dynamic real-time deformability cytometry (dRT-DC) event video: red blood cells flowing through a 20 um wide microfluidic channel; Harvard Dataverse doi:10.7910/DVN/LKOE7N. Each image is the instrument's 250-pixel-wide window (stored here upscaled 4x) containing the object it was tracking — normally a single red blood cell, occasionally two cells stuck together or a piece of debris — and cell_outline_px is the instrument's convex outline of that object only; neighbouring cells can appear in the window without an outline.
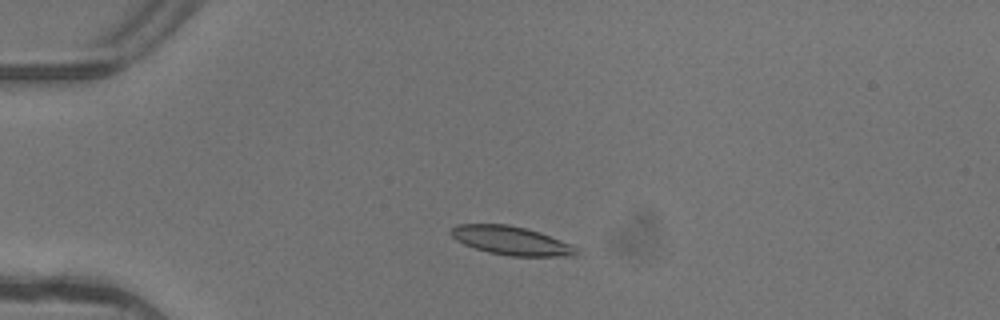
{"species": "common noctule bat (a hibernating species)", "species_latin": "Nyctalus noctula", "temperature_condition": "warm", "stored_images_in_passage": 4, "camera_frame_rate_fps": 3000, "um_per_image_px": 0.085, "animal": {"sex": "female"}, "frame": {"image": 1, "passage_image": 3, "time_ms": 0.667, "image_size_px": [1000, 320], "cell_outline_px": [[580, 252], [576, 256], [512, 256], [488, 252], [464, 244], [456, 240], [448, 232], [456, 224], [508, 224], [540, 232], [580, 248]], "centroid_in_image_um": [43.47, 20.45], "position_along_channel_um": 41.5, "area_um2": 20.98}}